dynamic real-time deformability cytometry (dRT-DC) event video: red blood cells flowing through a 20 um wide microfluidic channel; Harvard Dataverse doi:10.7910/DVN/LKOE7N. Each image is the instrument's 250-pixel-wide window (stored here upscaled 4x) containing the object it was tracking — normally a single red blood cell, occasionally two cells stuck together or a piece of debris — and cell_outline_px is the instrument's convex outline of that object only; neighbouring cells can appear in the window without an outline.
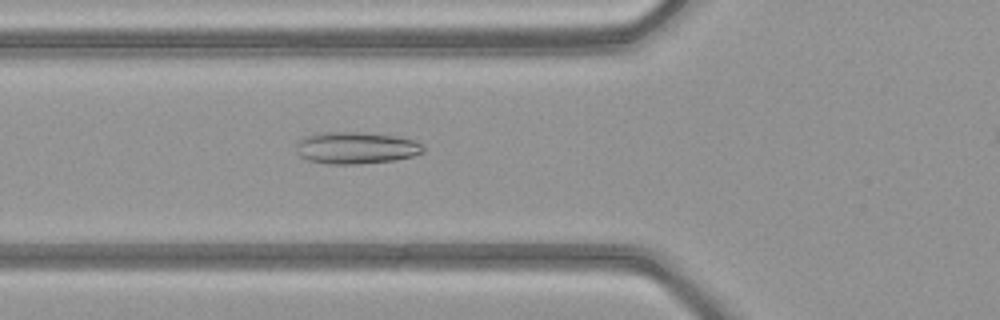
{"species": "common noctule bat (a hibernating species)", "species_latin": "Nyctalus noctula", "temperature_condition": "warm", "stored_images_in_passage": 44, "camera_frame_rate_fps": 3000, "um_per_image_px": 0.085, "animal": {"sex": "female", "body_mass_g": 21.9}, "frame": {"image": 1, "passage_image": 18, "time_ms": 5.667, "image_size_px": [1000, 320], "cell_outline_px": [[424, 152], [412, 156], [396, 160], [360, 164], [328, 164], [308, 160], [300, 156], [296, 152], [296, 140], [304, 136], [316, 132], [364, 132], [396, 136], [416, 140], [424, 148]], "centroid_in_image_um": [30.22, 12.56], "position_along_channel_um": 95.6, "area_um2": 24.04}}
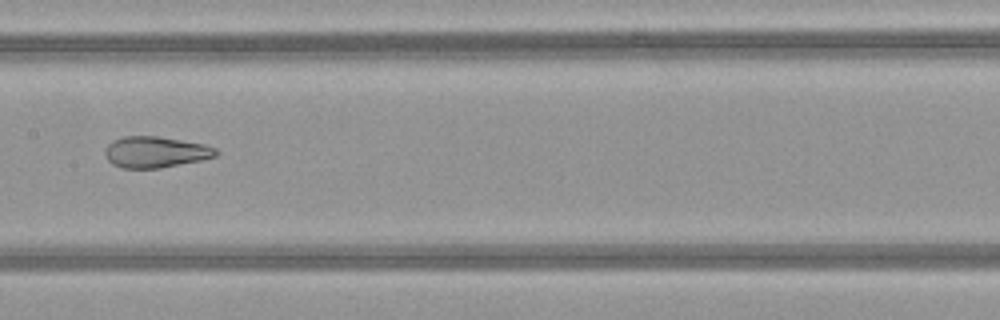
{"frame": {"image": 2, "passage_image": 25, "time_ms": 8.0, "image_size_px": [1000, 320], "cell_outline_px": [[220, 152], [216, 156], [200, 160], [160, 168], [124, 168], [112, 164], [108, 160], [104, 152], [108, 144], [112, 140], [124, 136], [156, 136], [204, 144], [216, 148]], "centroid_in_image_um": [13.21, 12.92], "position_along_channel_um": 194.2, "area_um2": 20.06}}
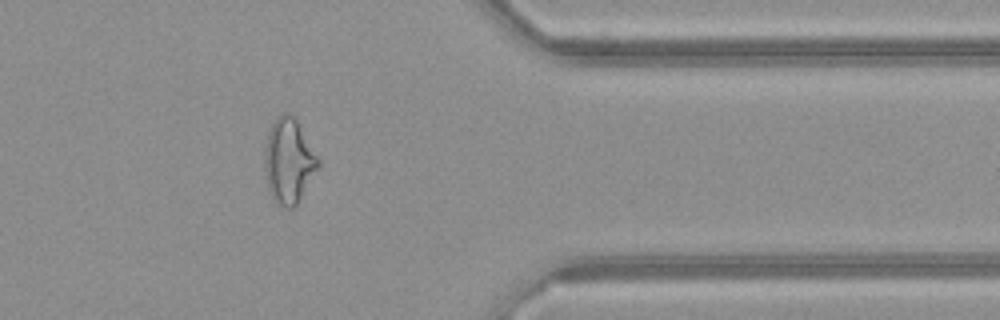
{"frame": {"image": 3, "passage_image": 40, "time_ms": 13.0, "image_size_px": [1000, 320], "cell_outline_px": [[320, 164], [296, 204], [292, 208], [288, 208], [276, 204], [268, 188], [264, 172], [264, 152], [268, 132], [276, 116], [284, 112], [288, 112], [296, 120], [320, 160]], "centroid_in_image_um": [24.51, 13.67], "position_along_channel_um": 386.9, "area_um2": 26.18}}